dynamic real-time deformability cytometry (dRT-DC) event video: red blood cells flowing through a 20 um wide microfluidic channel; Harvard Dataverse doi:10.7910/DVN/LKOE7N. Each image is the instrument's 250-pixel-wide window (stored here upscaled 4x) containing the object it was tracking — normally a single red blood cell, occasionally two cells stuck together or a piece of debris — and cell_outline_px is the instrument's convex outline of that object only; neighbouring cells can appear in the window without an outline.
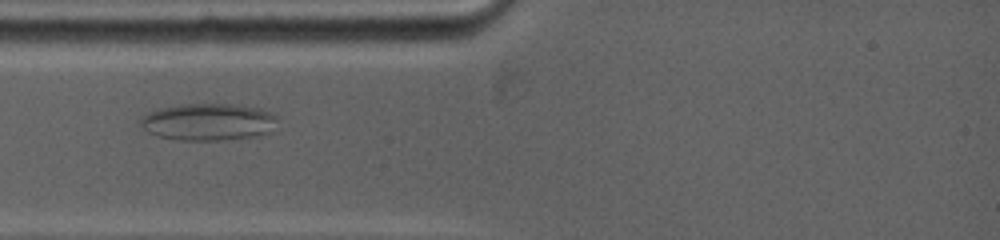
{"species": "common noctule bat (a hibernating species)", "species_latin": "Nyctalus noctula", "temperature_condition": "warm", "stored_images_in_passage": 2, "camera_frame_rate_fps": 5000, "um_per_image_px": 0.085, "animal": {"sex": "female", "body_mass_g": 19.0, "forearm_length_mm": 53.3}, "frame": {"image": 1, "passage_image": 1, "time_ms": 0.0, "image_size_px": [1000, 240], "cell_outline_px": [[272, 132], [252, 136], [220, 140], [184, 140], [156, 136], [148, 132], [136, 120], [148, 112], [160, 108], [180, 104], [232, 104], [260, 108], [268, 112], [272, 116]], "centroid_in_image_um": [17.59, 10.36], "position_along_channel_um": 67.4, "area_um2": 29.19}}